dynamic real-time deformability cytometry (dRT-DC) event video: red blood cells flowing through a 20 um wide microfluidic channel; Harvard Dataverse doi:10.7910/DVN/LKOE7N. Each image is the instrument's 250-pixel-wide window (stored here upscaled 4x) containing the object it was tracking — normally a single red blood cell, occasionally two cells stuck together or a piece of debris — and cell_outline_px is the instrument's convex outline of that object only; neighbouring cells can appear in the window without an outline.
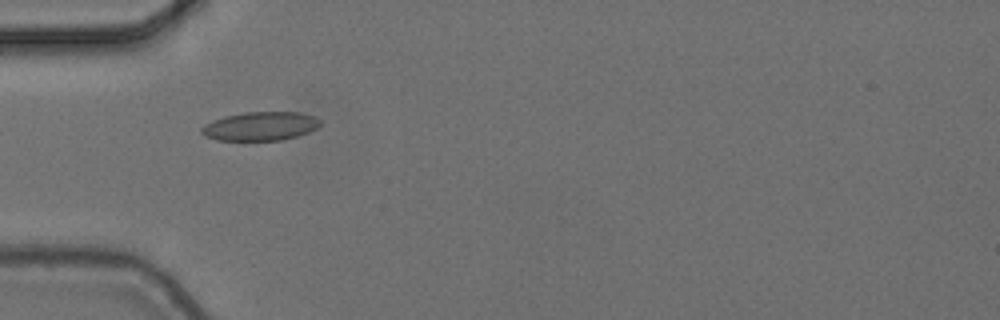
{"species": "common noctule bat (a hibernating species)", "species_latin": "Nyctalus noctula", "temperature_condition": "cold", "stored_images_in_passage": 6, "camera_frame_rate_fps": 3000, "um_per_image_px": 0.085, "animal": {"sex": "female", "body_mass_g": 24.6, "forearm_length_mm": 56.2}, "frame": {"image": 1, "passage_image": 5, "time_ms": 1.333, "image_size_px": [1000, 320], "cell_outline_px": [[320, 124], [316, 128], [308, 132], [284, 140], [216, 140], [204, 136], [200, 132], [200, 128], [204, 124], [212, 120], [224, 116], [244, 112], [300, 112], [316, 116], [320, 120]], "centroid_in_image_um": [22.1, 10.72], "position_along_channel_um": 62.9, "area_um2": 20.06}}
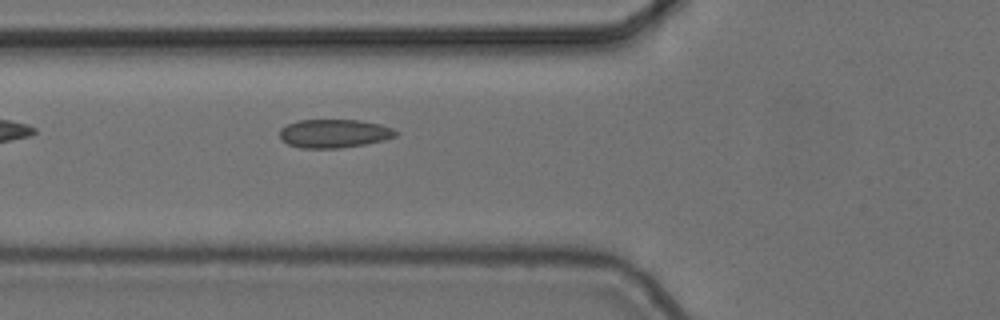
{"frame": {"image": 2, "passage_image": 6, "time_ms": 1.667, "image_size_px": [1000, 320], "cell_outline_px": [[396, 136], [384, 140], [364, 144], [340, 148], [300, 148], [288, 144], [280, 140], [280, 128], [296, 120], [360, 120], [380, 124], [392, 128], [396, 132]], "centroid_in_image_um": [28.36, 11.34], "position_along_channel_um": 97.4, "area_um2": 19.31}}